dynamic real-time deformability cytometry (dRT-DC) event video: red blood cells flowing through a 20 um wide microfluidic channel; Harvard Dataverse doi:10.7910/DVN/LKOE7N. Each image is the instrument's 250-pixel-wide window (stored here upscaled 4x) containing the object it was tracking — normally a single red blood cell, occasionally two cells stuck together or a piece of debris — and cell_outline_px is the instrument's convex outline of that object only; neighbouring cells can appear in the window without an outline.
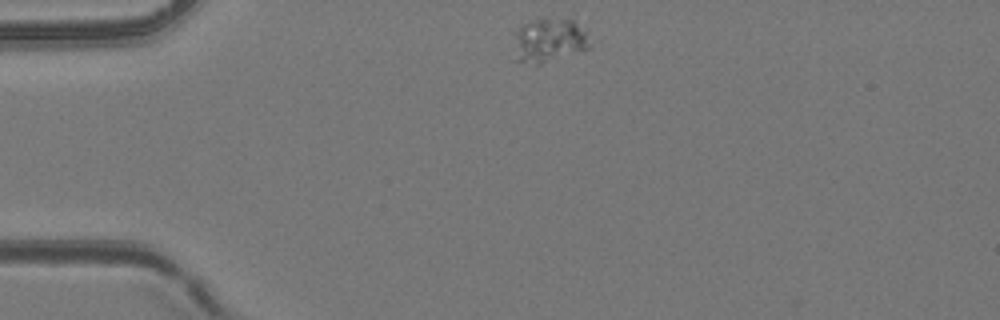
{"species": "common noctule bat (a hibernating species)", "species_latin": "Nyctalus noctula", "temperature_condition": "room temperature", "stored_images_in_passage": 2, "camera_frame_rate_fps": 3000, "um_per_image_px": 0.085, "animal": {"sex": "female", "body_mass_g": 24.6, "forearm_length_mm": 56.2}, "frame": {"image": 1, "passage_image": 1, "time_ms": 0.0, "image_size_px": [1000, 320], "cell_outline_px": [[592, 44], [588, 48], [540, 64], [536, 64], [512, 60], [516, 32], [520, 24], [532, 20], [572, 20], [584, 32]], "centroid_in_image_um": [46.59, 3.46], "position_along_channel_um": 38.4, "area_um2": 19.07}}